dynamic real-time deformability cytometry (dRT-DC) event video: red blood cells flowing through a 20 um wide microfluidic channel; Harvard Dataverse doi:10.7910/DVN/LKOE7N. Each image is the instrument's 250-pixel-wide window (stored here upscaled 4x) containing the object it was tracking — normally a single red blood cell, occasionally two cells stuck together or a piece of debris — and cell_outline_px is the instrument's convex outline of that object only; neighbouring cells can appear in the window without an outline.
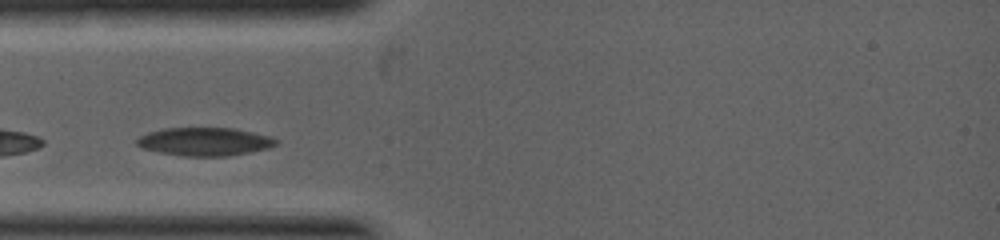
{"species": "common noctule bat (a hibernating species)", "species_latin": "Nyctalus noctula", "temperature_condition": "warm", "stored_images_in_passage": 32, "camera_frame_rate_fps": 5000, "um_per_image_px": 0.085, "animal": {"sex": "female", "body_mass_g": 19.0, "forearm_length_mm": 53.3}, "frame": {"image": 1, "passage_image": 2, "time_ms": 0.2, "image_size_px": [1000, 240], "cell_outline_px": [[280, 144], [268, 148], [228, 156], [184, 156], [160, 152], [144, 148], [136, 144], [136, 140], [140, 136], [148, 132], [164, 128], [232, 128], [252, 132], [268, 136], [280, 140]], "centroid_in_image_um": [17.42, 12.03], "position_along_channel_um": 67.6, "area_um2": 22.77}}
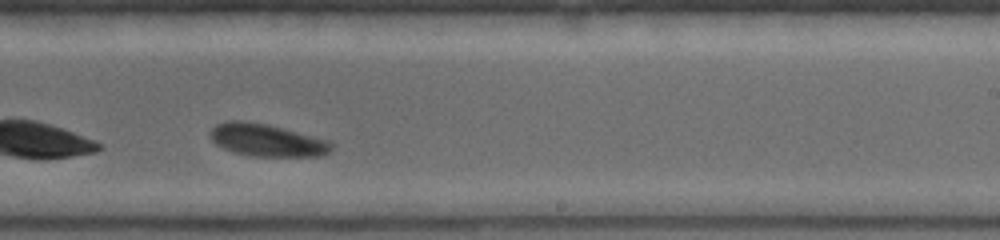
{"frame": {"image": 2, "passage_image": 18, "time_ms": 3.0, "image_size_px": [1000, 240], "cell_outline_px": [[332, 148], [328, 152], [320, 156], [252, 156], [236, 152], [224, 148], [216, 144], [212, 140], [212, 128], [216, 124], [228, 120], [240, 120], [268, 124], [328, 140], [332, 144]], "centroid_in_image_um": [22.69, 11.9], "position_along_channel_um": 266.3, "area_um2": 22.6}}
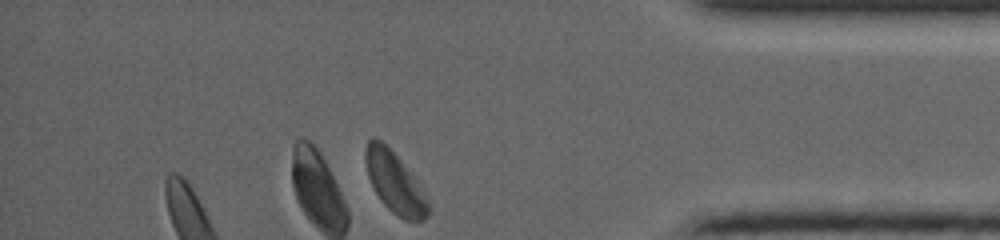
{"frame": {"image": 3, "passage_image": 32, "time_ms": 5.2, "image_size_px": [1000, 240], "cell_outline_px": [[432, 208], [428, 216], [420, 220], [404, 220], [392, 212], [380, 200], [368, 176], [364, 160], [364, 148], [368, 140], [372, 136], [380, 140], [400, 160], [416, 180], [428, 200]], "centroid_in_image_um": [33.55, 15.52], "position_along_channel_um": 401.7, "area_um2": 22.08}}